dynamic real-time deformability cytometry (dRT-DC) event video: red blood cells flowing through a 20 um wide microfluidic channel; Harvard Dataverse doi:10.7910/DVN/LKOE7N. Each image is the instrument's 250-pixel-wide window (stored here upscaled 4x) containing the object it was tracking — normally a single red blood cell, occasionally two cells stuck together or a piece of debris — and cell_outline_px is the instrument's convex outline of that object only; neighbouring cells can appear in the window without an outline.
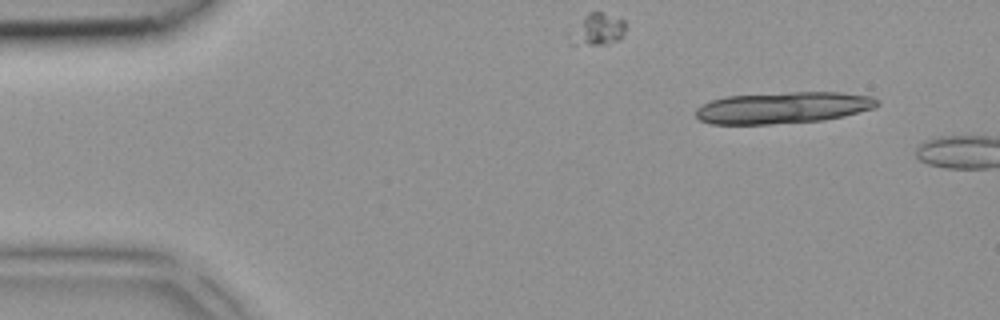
{"species": "common noctule bat (a hibernating species)", "species_latin": "Nyctalus noctula", "temperature_condition": "room temperature", "stored_images_in_passage": 4, "segment_of_instrument_passage": [2, 2], "camera_frame_rate_fps": 3000, "um_per_image_px": 0.085, "animal": {"sex": "female", "body_mass_g": 18.4}, "frame": {"image": 1, "passage_image": 4, "time_ms": 1.0, "image_size_px": [1000, 320], "cell_outline_px": [[880, 104], [876, 108], [844, 116], [824, 120], [772, 124], [712, 124], [700, 120], [696, 116], [696, 108], [712, 100], [724, 96], [788, 92], [840, 92], [872, 96], [880, 100]], "centroid_in_image_um": [66.61, 9.15], "position_along_channel_um": 18.4, "area_um2": 33.64}}